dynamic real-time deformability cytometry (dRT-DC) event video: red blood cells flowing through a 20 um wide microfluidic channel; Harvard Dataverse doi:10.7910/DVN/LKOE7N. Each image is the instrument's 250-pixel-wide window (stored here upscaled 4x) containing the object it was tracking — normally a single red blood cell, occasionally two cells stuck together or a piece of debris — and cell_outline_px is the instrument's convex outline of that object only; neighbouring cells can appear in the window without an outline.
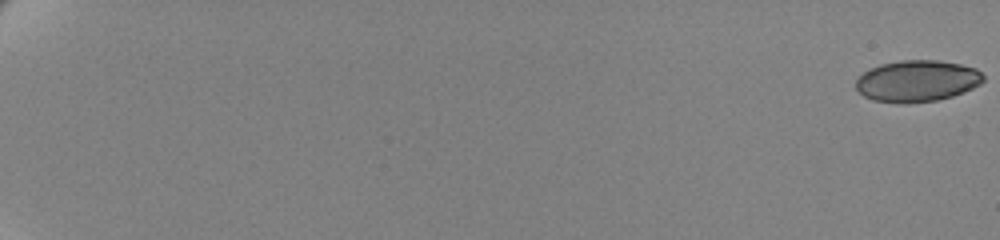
{"species": "human", "species_latin": "Homo sapiens", "temperature_condition": "cold", "stored_images_in_passage": 19, "camera_frame_rate_fps": 3000, "um_per_image_px": 0.085, "donor": {"sex": "female"}, "frame": {"image": 1, "passage_image": 1, "time_ms": 0.0, "image_size_px": [1000, 240], "cell_outline_px": [[984, 80], [980, 84], [964, 92], [952, 96], [936, 100], [908, 104], [900, 104], [872, 100], [864, 96], [856, 88], [856, 80], [864, 72], [880, 64], [900, 60], [936, 60], [960, 64], [976, 68], [984, 76]], "centroid_in_image_um": [77.95, 6.89], "position_along_channel_um": 7.0, "area_um2": 30.92}}